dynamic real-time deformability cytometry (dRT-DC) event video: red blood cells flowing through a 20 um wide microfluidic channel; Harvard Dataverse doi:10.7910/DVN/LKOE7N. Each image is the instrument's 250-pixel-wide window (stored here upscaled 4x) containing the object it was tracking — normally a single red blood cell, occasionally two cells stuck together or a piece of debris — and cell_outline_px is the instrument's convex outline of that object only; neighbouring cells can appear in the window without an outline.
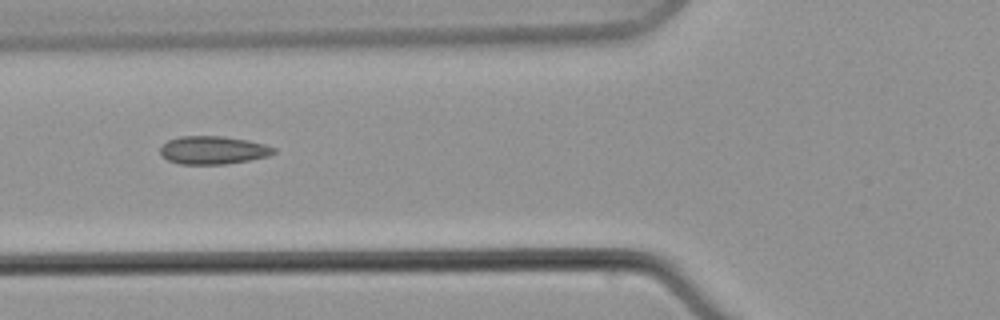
{"species": "common noctule bat (a hibernating species)", "species_latin": "Nyctalus noctula", "temperature_condition": "warm", "stored_images_in_passage": 13, "camera_frame_rate_fps": 3000, "um_per_image_px": 0.085, "animal": {"sex": "male", "body_mass_g": 21.5, "forearm_length_mm": 52.0}, "frame": {"image": 1, "passage_image": 8, "time_ms": 9.333, "image_size_px": [1000, 320], "cell_outline_px": [[276, 152], [268, 156], [248, 160], [224, 164], [180, 164], [168, 160], [160, 152], [160, 148], [168, 140], [180, 136], [224, 136], [248, 140], [264, 144], [276, 148]], "centroid_in_image_um": [18.12, 12.75], "position_along_channel_um": 107.7, "area_um2": 18.5}}